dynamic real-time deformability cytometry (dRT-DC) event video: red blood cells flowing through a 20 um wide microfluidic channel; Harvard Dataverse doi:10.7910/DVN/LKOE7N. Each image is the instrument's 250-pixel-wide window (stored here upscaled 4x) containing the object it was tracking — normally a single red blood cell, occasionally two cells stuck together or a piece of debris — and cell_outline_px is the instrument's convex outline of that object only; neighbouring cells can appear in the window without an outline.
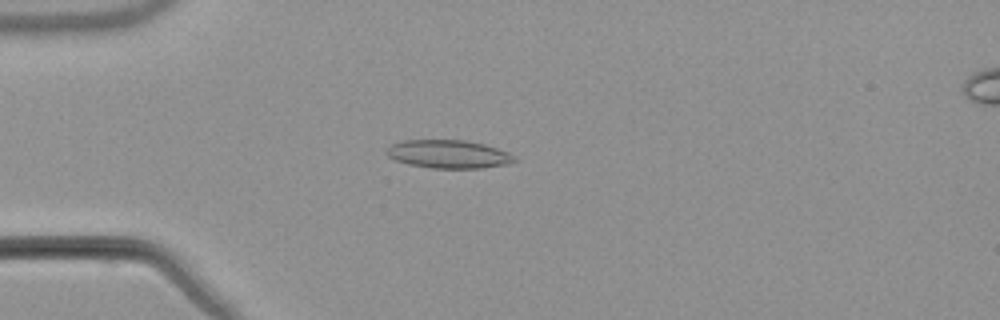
{"species": "common noctule bat (a hibernating species)", "species_latin": "Nyctalus noctula", "temperature_condition": "warm", "stored_images_in_passage": 53, "camera_frame_rate_fps": 3000, "um_per_image_px": 0.085, "animal": {"sex": "male", "body_mass_g": 21.5, "forearm_length_mm": 52.0}, "frame": {"image": 1, "passage_image": 14, "time_ms": 4.333, "image_size_px": [1000, 320], "cell_outline_px": [[520, 160], [508, 164], [484, 168], [432, 168], [408, 164], [396, 160], [388, 156], [384, 152], [392, 144], [404, 140], [464, 140], [484, 144], [508, 152]], "centroid_in_image_um": [38.15, 13.11], "position_along_channel_um": 46.9, "area_um2": 21.1}}
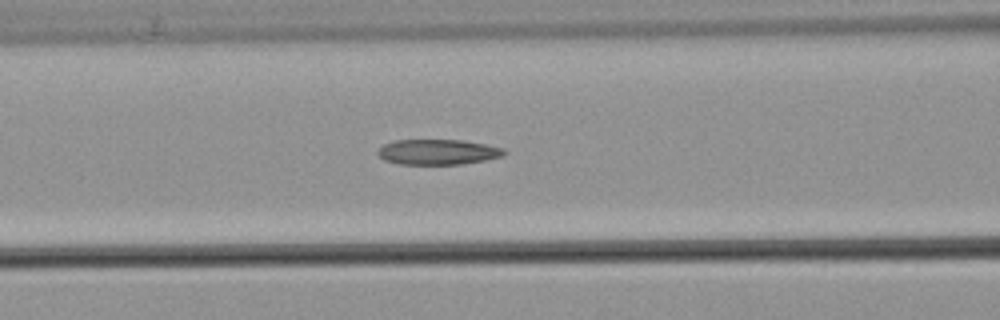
{"frame": {"image": 2, "passage_image": 22, "time_ms": 7.0, "image_size_px": [1000, 320], "cell_outline_px": [[508, 152], [504, 156], [484, 160], [460, 164], [400, 164], [384, 160], [376, 152], [384, 144], [392, 140], [464, 140], [504, 148]], "centroid_in_image_um": [37.23, 12.91], "position_along_channel_um": 129.4, "area_um2": 18.67}}
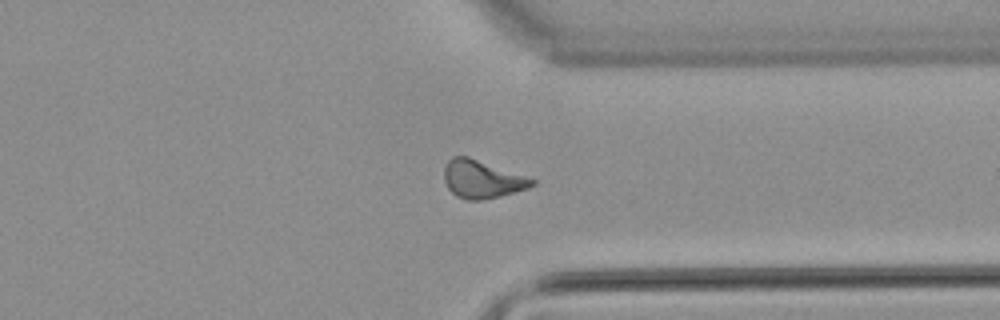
{"frame": {"image": 3, "passage_image": 41, "time_ms": 13.333, "image_size_px": [1000, 320], "cell_outline_px": [[536, 184], [528, 188], [500, 196], [480, 200], [464, 200], [456, 196], [448, 188], [444, 180], [444, 168], [448, 160], [452, 156], [468, 156], [536, 180]], "centroid_in_image_um": [40.94, 15.24], "position_along_channel_um": 370.5, "area_um2": 19.31}, "authors_computed_cell_mechanics": {"area_um2": 19.363, "velocity_mm_per_s": 3.8196, "shape_relaxation_time_tau1_ms": null, "shape_relaxation_time_tau2_ms": 4.1173, "deformation_change_tau1": null, "deformation_change_tau2": 0.1315}}